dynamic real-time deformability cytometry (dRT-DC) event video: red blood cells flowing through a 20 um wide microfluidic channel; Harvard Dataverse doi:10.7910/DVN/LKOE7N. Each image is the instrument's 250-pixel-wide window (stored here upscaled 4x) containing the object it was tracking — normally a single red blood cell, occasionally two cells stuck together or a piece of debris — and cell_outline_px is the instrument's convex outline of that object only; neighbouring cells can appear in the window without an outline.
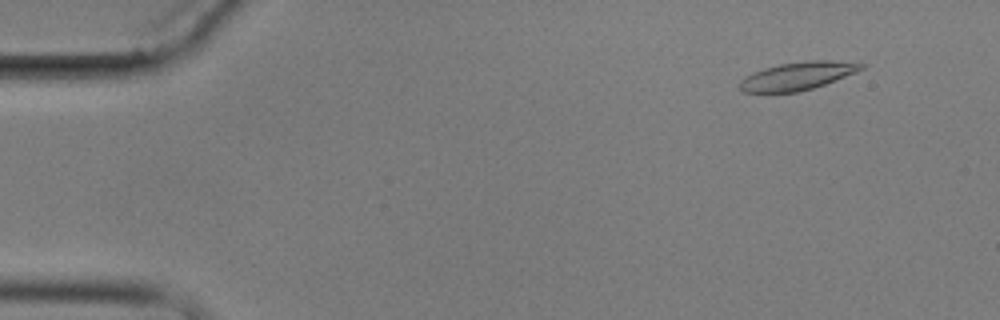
{"species": "common noctule bat (a hibernating species)", "species_latin": "Nyctalus noctula", "temperature_condition": "cold", "stored_images_in_passage": 14, "camera_frame_rate_fps": 3000, "um_per_image_px": 0.085, "animal": {"sex": "male", "body_mass_g": 17.9}, "frame": {"image": 1, "passage_image": 2, "time_ms": 1.0, "image_size_px": [1000, 320], "cell_outline_px": [[868, 64], [864, 68], [856, 72], [824, 84], [812, 88], [796, 92], [744, 92], [740, 88], [740, 80], [752, 72], [764, 68], [780, 64], [812, 60], [828, 60]], "centroid_in_image_um": [67.79, 6.45], "position_along_channel_um": 17.2, "area_um2": 19.54}}
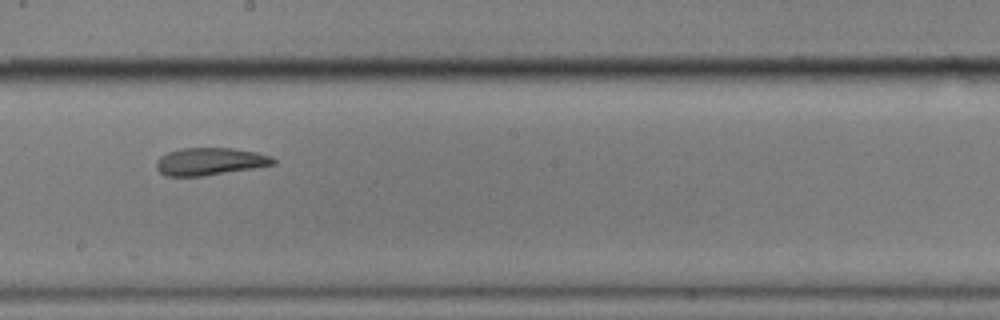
{"frame": {"image": 2, "passage_image": 8, "time_ms": 10.0, "image_size_px": [1000, 320], "cell_outline_px": [[276, 164], [204, 176], [168, 176], [160, 172], [156, 168], [156, 160], [160, 156], [168, 152], [180, 148], [232, 148], [256, 152], [272, 156], [276, 160]], "centroid_in_image_um": [17.84, 13.72], "position_along_channel_um": 230.4, "area_um2": 18.73}}
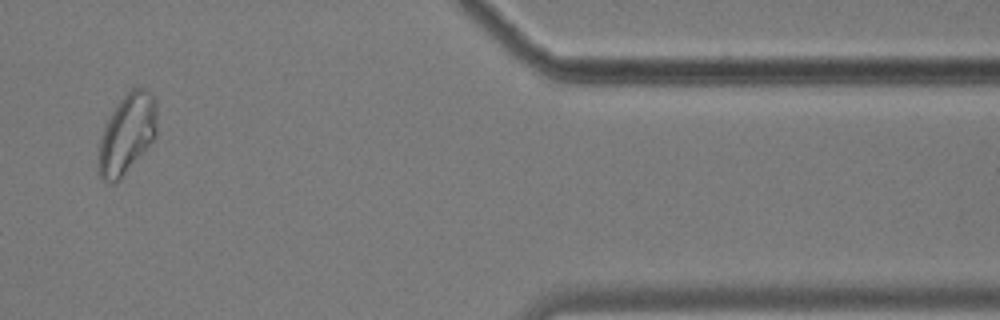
{"frame": {"image": 3, "passage_image": 13, "time_ms": 16.0, "image_size_px": [1000, 320], "cell_outline_px": [[156, 136], [120, 180], [116, 184], [112, 184], [104, 180], [100, 176], [96, 156], [100, 140], [104, 128], [112, 112], [120, 100], [132, 88], [144, 88], [156, 100]], "centroid_in_image_um": [10.77, 11.43], "position_along_channel_um": 400.6, "area_um2": 26.99}, "authors_computed_cell_mechanics": {"area_um2": 19.8254, "velocity_mm_per_s": 3.4727, "shape_relaxation_time_tau1_ms": null, "shape_relaxation_time_tau2_ms": 1.2785, "deformation_change_tau1": null, "deformation_change_tau2": 0.0593}}